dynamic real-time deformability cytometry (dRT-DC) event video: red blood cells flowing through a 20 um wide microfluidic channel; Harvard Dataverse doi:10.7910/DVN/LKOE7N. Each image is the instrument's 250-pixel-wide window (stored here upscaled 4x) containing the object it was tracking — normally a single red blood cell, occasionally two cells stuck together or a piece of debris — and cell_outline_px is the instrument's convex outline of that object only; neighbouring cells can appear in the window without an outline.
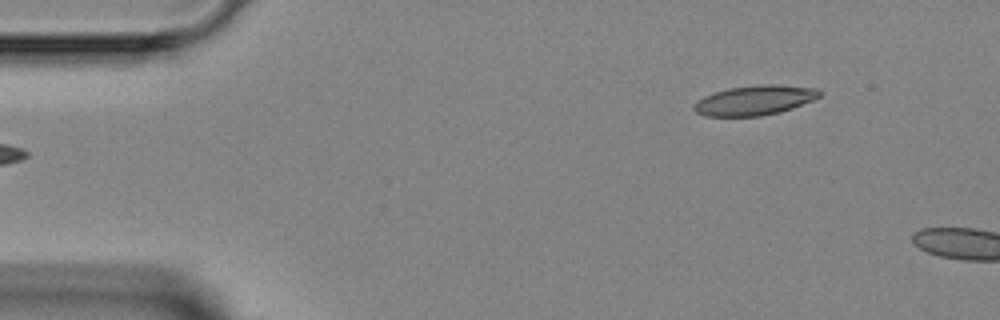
{"species": "Egyptian fruit bat (a non-hibernating species)", "species_latin": "Rousettus aegyptiacus", "temperature_condition": "room temperature", "stored_images_in_passage": 4, "segment_of_instrument_passage": [2, 2], "camera_frame_rate_fps": 3000, "um_per_image_px": 0.085, "animal": {"sex": "female"}, "frame": {"image": 1, "passage_image": 4, "time_ms": 3.667, "image_size_px": [1000, 320], "cell_outline_px": [[820, 96], [812, 100], [792, 108], [780, 112], [760, 116], [704, 116], [696, 112], [692, 108], [696, 100], [704, 96], [728, 88], [760, 84], [776, 84], [820, 88]], "centroid_in_image_um": [64.14, 8.51], "position_along_channel_um": 20.9, "area_um2": 21.85}}